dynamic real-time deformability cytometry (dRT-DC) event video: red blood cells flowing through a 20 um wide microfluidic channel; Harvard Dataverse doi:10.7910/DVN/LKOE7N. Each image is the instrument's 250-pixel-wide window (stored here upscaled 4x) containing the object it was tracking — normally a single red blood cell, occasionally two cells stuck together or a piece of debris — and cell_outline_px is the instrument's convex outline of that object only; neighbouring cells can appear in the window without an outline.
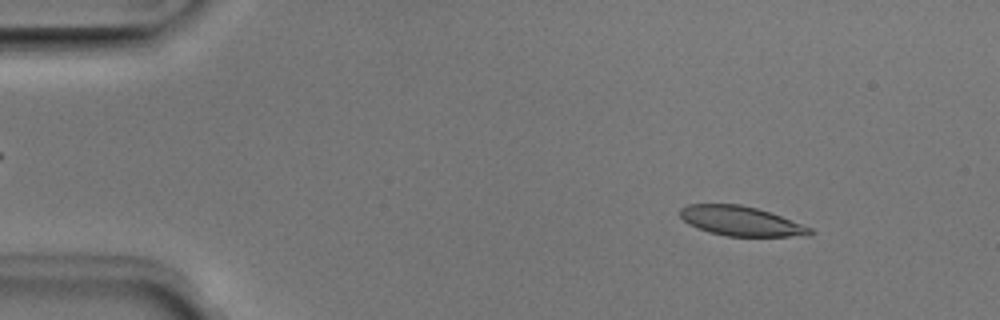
{"species": "Egyptian fruit bat (a non-hibernating species)", "species_latin": "Rousettus aegyptiacus", "temperature_condition": "room temperature", "stored_images_in_passage": 50, "camera_frame_rate_fps": 3000, "um_per_image_px": 0.085, "animal": {"sex": "male"}, "frame": {"image": 1, "passage_image": 6, "time_ms": 1.667, "image_size_px": [1000, 320], "cell_outline_px": [[816, 232], [808, 236], [728, 236], [708, 232], [688, 224], [680, 216], [680, 208], [688, 204], [740, 204], [756, 208], [780, 216], [812, 228]], "centroid_in_image_um": [62.97, 18.79], "position_along_channel_um": 22.0, "area_um2": 22.31}}
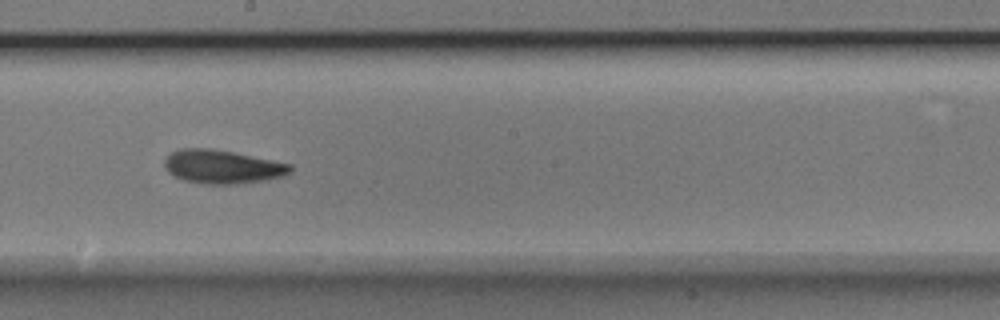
{"frame": {"image": 2, "passage_image": 28, "time_ms": 9.0, "image_size_px": [1000, 320], "cell_outline_px": [[292, 172], [284, 176], [264, 180], [236, 184], [204, 184], [184, 180], [168, 172], [164, 168], [164, 160], [172, 152], [180, 148], [212, 148], [292, 164]], "centroid_in_image_um": [18.9, 14.17], "position_along_channel_um": 229.3, "area_um2": 24.62}}
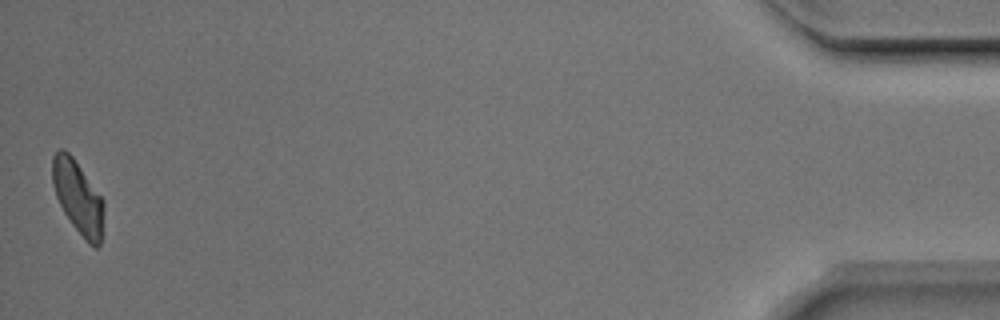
{"frame": {"image": 3, "passage_image": 50, "time_ms": 16.333, "image_size_px": [1000, 320], "cell_outline_px": [[104, 212], [100, 244], [96, 248], [88, 244], [84, 240], [72, 224], [64, 212], [56, 196], [52, 184], [52, 156], [60, 148], [64, 148], [72, 156], [104, 200]], "centroid_in_image_um": [6.62, 16.77], "position_along_channel_um": 428.6, "area_um2": 21.91}, "authors_computed_cell_mechanics": {"area_um2": 23.2934, "velocity_mm_per_s": 3.9647, "shape_relaxation_time_tau1_ms": 3.1676, "shape_relaxation_time_tau2_ms": 4.2457, "deformation_change_tau1": 0.1319, "deformation_change_tau2": 0.1183}}